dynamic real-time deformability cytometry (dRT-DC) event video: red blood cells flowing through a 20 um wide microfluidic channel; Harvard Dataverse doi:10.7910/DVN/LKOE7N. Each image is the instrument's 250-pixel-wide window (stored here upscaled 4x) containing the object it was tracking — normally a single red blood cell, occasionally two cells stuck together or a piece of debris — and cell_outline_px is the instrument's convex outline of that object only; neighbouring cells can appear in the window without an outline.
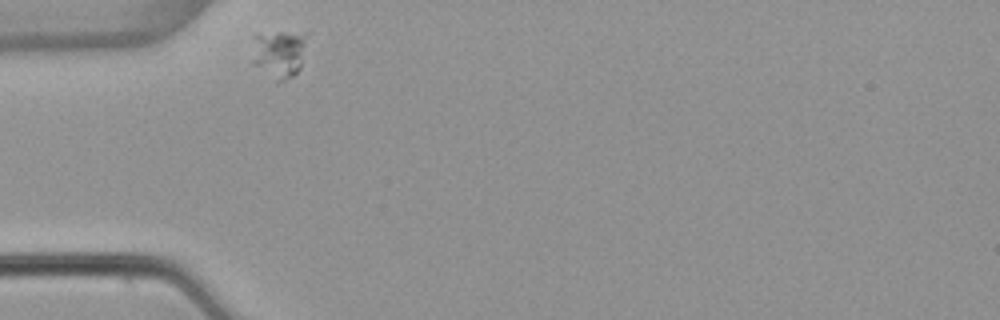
{"species": "common noctule bat (a hibernating species)", "species_latin": "Nyctalus noctula", "temperature_condition": "warm", "stored_images_in_passage": 43, "camera_frame_rate_fps": 3000, "um_per_image_px": 0.085, "animal": {"sex": "female", "body_mass_g": 22.7, "forearm_length_mm": 54.2}, "frame": {"image": 1, "passage_image": 1, "time_ms": 0.0, "image_size_px": [1000, 320], "cell_outline_px": [[304, 44], [300, 68], [292, 76], [276, 84], [252, 64], [252, 36], [276, 32], [284, 32], [304, 36]], "centroid_in_image_um": [23.6, 4.64], "position_along_channel_um": 61.4, "area_um2": 15.2}}
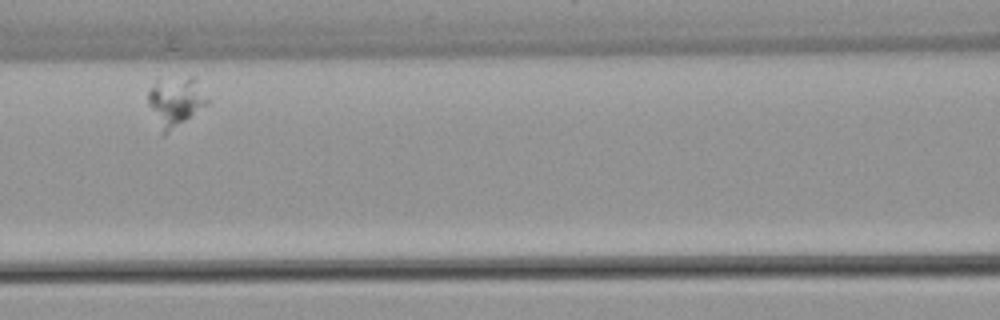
{"frame": {"image": 2, "passage_image": 10, "time_ms": 3.0, "image_size_px": [1000, 320], "cell_outline_px": [[208, 104], [164, 136], [160, 136], [148, 104], [148, 92], [156, 76], [192, 76], [208, 100]], "centroid_in_image_um": [14.82, 8.61], "position_along_channel_um": 151.8, "area_um2": 17.69}}
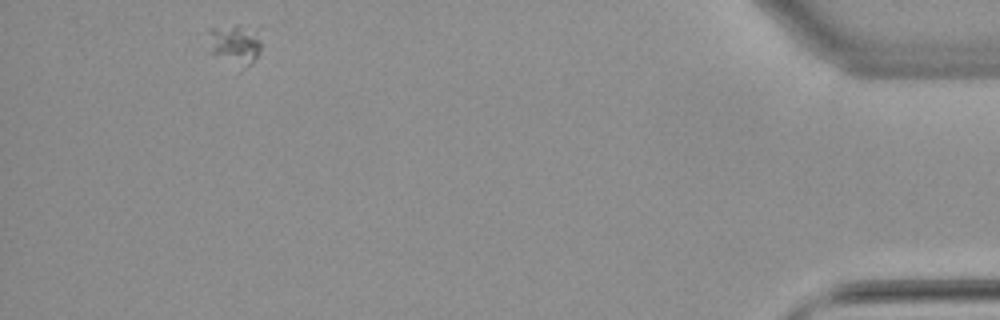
{"frame": {"image": 3, "passage_image": 39, "time_ms": 12.667, "image_size_px": [1000, 320], "cell_outline_px": [[260, 52], [252, 64], [248, 64], [212, 52], [208, 32], [208, 28], [236, 24], [240, 24], [260, 40]], "centroid_in_image_um": [19.95, 3.65], "position_along_channel_um": 415.3, "area_um2": 10.92}}